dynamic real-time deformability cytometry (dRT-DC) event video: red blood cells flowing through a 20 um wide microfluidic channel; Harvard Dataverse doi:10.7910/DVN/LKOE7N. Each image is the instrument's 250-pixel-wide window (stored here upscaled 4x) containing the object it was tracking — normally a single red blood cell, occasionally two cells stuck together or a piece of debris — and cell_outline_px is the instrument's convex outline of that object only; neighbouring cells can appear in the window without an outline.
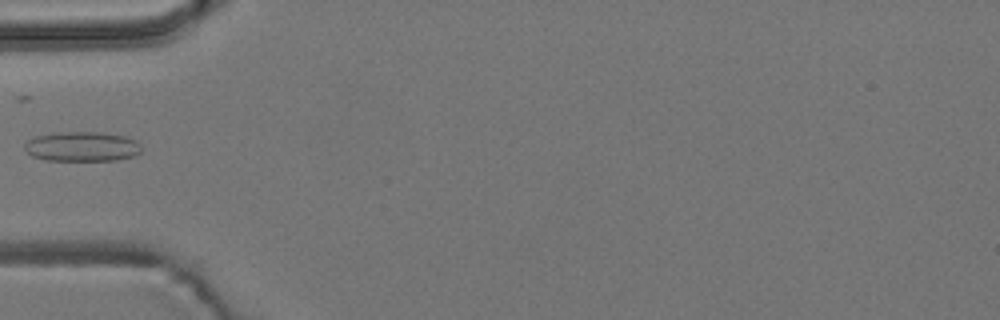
{"species": "common noctule bat (a hibernating species)", "species_latin": "Nyctalus noctula", "temperature_condition": "room temperature", "stored_images_in_passage": 4, "camera_frame_rate_fps": 3000, "um_per_image_px": 0.085, "animal": {"sex": "male", "body_mass_g": 19.2, "forearm_length_mm": 51.8}, "frame": {"image": 1, "passage_image": 4, "time_ms": 1.0, "image_size_px": [1000, 320], "cell_outline_px": [[140, 152], [136, 156], [116, 160], [44, 160], [32, 156], [24, 148], [24, 144], [28, 140], [36, 136], [56, 132], [104, 132], [124, 136], [136, 140], [140, 144]], "centroid_in_image_um": [6.98, 12.45], "position_along_channel_um": 78.0, "area_um2": 20.35}}